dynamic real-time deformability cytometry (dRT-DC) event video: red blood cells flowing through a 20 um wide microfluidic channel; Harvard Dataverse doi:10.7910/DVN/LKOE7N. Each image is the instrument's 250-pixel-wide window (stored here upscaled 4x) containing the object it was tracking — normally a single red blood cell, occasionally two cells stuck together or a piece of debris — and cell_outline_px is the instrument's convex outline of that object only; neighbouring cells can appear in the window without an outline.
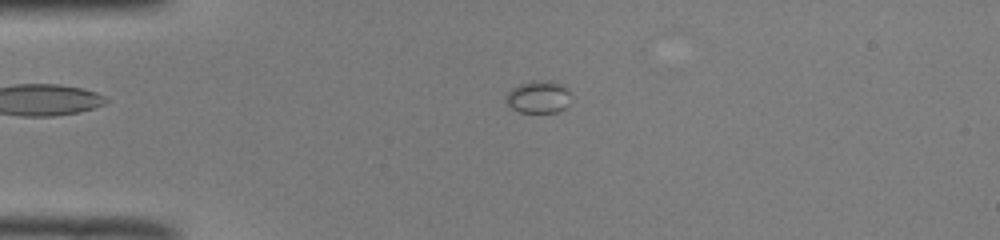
{"species": "common noctule bat (a hibernating species)", "species_latin": "Nyctalus noctula", "temperature_condition": "room temperature", "stored_images_in_passage": 47, "camera_frame_rate_fps": 3000, "um_per_image_px": 0.085, "animal": {"sex": "male", "body_mass_g": 19.0, "forearm_length_mm": 50.8}, "frame": {"image": 1, "passage_image": 7, "time_ms": 2.0, "image_size_px": [1000, 240], "cell_outline_px": [[568, 104], [564, 108], [556, 112], [520, 112], [512, 108], [504, 100], [504, 96], [512, 88], [520, 84], [532, 80], [552, 80], [564, 84], [568, 92]], "centroid_in_image_um": [45.73, 8.22], "position_along_channel_um": 39.3, "area_um2": 12.31}}
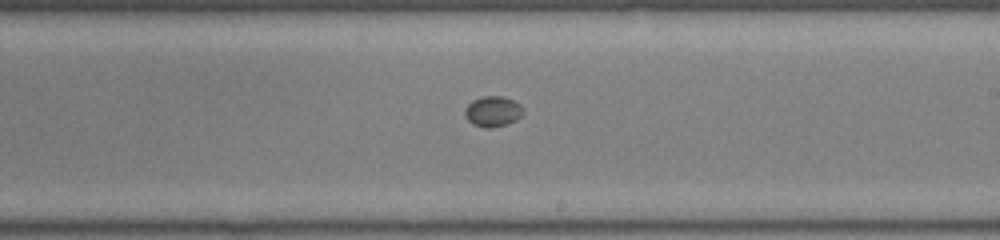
{"frame": {"image": 2, "passage_image": 25, "time_ms": 8.0, "image_size_px": [1000, 240], "cell_outline_px": [[524, 112], [516, 120], [492, 128], [484, 128], [472, 124], [468, 120], [464, 112], [464, 108], [472, 100], [484, 96], [504, 96], [520, 104], [524, 108]], "centroid_in_image_um": [41.88, 9.46], "position_along_channel_um": 247.1, "area_um2": 10.4}}
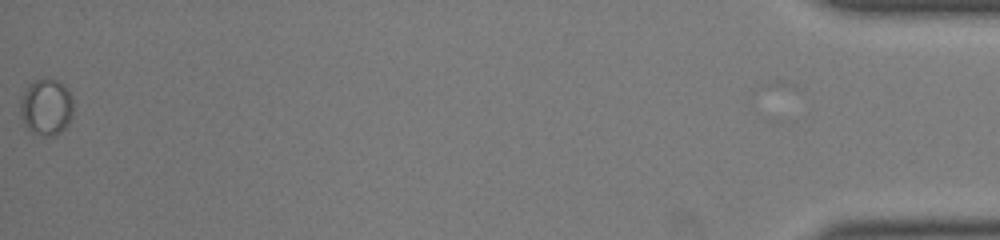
{"frame": {"image": 3, "passage_image": 46, "time_ms": 15.0, "image_size_px": [1000, 240], "cell_outline_px": [[72, 112], [68, 124], [56, 136], [44, 136], [28, 128], [20, 116], [20, 100], [28, 84], [44, 76], [56, 80], [68, 88], [72, 100]], "centroid_in_image_um": [3.93, 9.06], "position_along_channel_um": 431.3, "area_um2": 17.46}}